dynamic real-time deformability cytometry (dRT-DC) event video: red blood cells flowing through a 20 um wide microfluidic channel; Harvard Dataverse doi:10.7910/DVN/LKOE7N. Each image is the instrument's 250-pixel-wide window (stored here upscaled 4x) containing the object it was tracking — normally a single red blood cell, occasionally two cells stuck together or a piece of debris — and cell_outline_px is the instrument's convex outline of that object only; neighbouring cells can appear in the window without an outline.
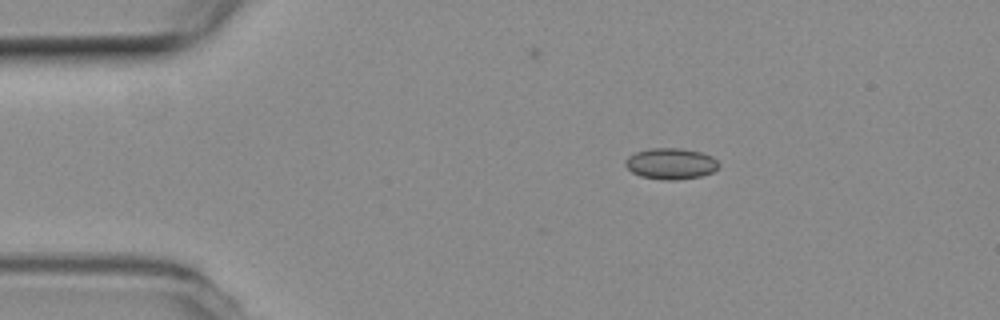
{"species": "common noctule bat (a hibernating species)", "species_latin": "Nyctalus noctula", "temperature_condition": "room temperature", "stored_images_in_passage": 46, "camera_frame_rate_fps": 3000, "um_per_image_px": 0.085, "animal": {"sex": "female", "body_mass_g": 19.3, "forearm_length_mm": 54.1}, "frame": {"image": 1, "passage_image": 1, "time_ms": 0.0, "image_size_px": [1000, 320], "cell_outline_px": [[720, 164], [712, 172], [700, 176], [676, 180], [664, 180], [640, 176], [632, 172], [624, 164], [624, 160], [628, 156], [636, 152], [648, 148], [680, 148], [700, 152], [712, 156]], "centroid_in_image_um": [56.99, 13.9], "position_along_channel_um": 28.0, "area_um2": 16.94}}
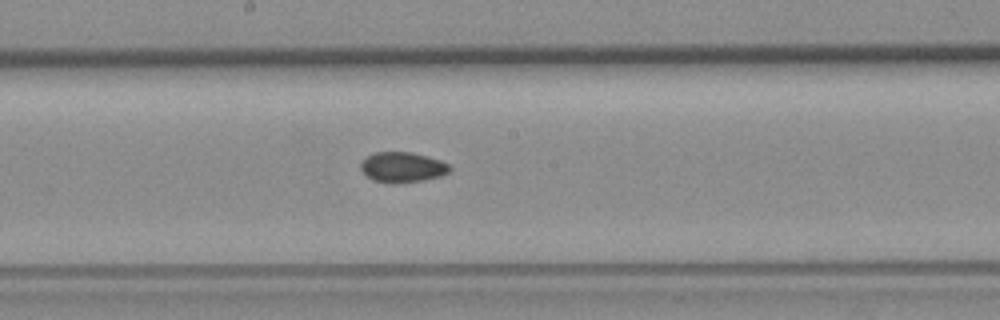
{"frame": {"image": 2, "passage_image": 20, "time_ms": 6.333, "image_size_px": [1000, 320], "cell_outline_px": [[452, 168], [448, 172], [440, 176], [424, 180], [372, 180], [360, 168], [360, 164], [368, 156], [376, 152], [412, 152], [428, 156], [440, 160], [448, 164]], "centroid_in_image_um": [34.25, 14.16], "position_along_channel_um": 214.0, "area_um2": 14.91}}
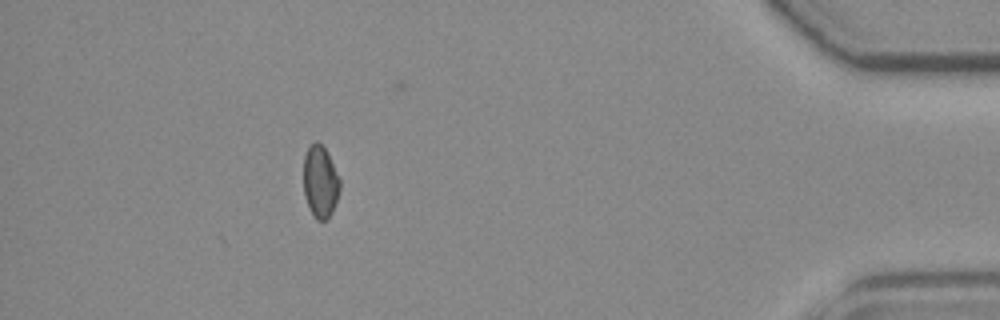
{"frame": {"image": 3, "passage_image": 40, "time_ms": 13.0, "image_size_px": [1000, 320], "cell_outline_px": [[340, 188], [332, 212], [328, 220], [316, 220], [304, 196], [304, 156], [308, 148], [316, 140], [328, 152], [340, 180]], "centroid_in_image_um": [27.23, 15.45], "position_along_channel_um": 408.0, "area_um2": 15.14}}